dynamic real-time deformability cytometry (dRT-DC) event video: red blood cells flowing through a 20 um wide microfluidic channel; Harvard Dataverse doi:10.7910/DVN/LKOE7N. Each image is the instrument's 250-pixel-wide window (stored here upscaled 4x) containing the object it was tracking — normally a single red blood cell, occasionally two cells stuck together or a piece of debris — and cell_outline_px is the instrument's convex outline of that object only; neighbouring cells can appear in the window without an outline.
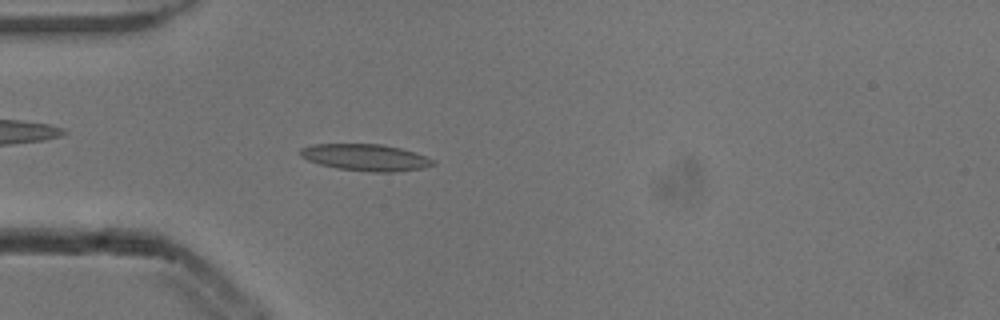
{"species": "common noctule bat (a hibernating species)", "species_latin": "Nyctalus noctula", "temperature_condition": "cold", "stored_images_in_passage": 5, "camera_frame_rate_fps": 3000, "um_per_image_px": 0.085, "animal": {"sex": "male", "body_mass_g": 13.3}, "frame": {"image": 1, "passage_image": 5, "time_ms": 1.333, "image_size_px": [1000, 320], "cell_outline_px": [[436, 164], [424, 168], [392, 172], [372, 172], [336, 168], [320, 164], [308, 160], [300, 156], [300, 148], [312, 144], [380, 144], [400, 148], [436, 160]], "centroid_in_image_um": [31.07, 13.38], "position_along_channel_um": 53.9, "area_um2": 20.58}}